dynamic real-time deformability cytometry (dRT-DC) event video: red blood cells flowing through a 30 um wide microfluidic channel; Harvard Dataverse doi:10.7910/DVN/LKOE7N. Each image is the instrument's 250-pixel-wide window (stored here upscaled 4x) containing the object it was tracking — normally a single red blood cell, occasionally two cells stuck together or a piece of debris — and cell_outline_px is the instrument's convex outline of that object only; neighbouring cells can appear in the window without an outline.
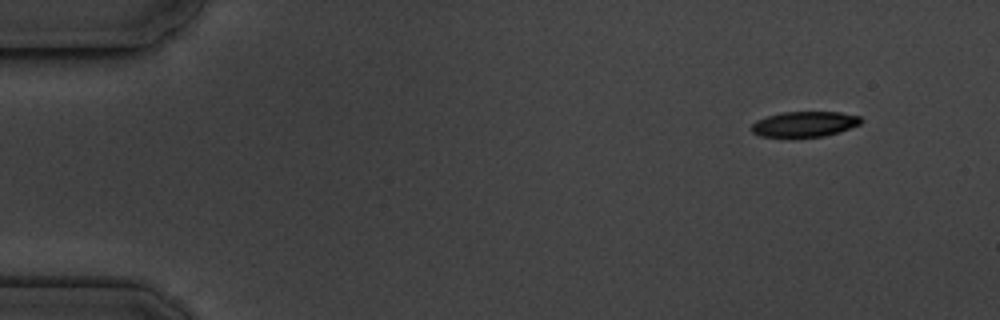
{"species": "common noctule bat (a hibernating species)", "species_latin": "Nyctalus noctula", "temperature_condition": "cold", "stored_images_in_passage": 5, "camera_frame_rate_fps": 3000, "um_per_image_px": 0.085, "animal": {"sex": "male", "body_mass_g": 19.5, "forearm_length_mm": 54.6}, "frame": {"image": 1, "passage_image": 1, "time_ms": 0.0, "image_size_px": [1000, 320], "cell_outline_px": [[864, 120], [860, 124], [840, 132], [824, 136], [792, 140], [788, 140], [760, 136], [752, 132], [748, 128], [756, 120], [768, 116], [784, 112], [840, 112], [860, 116]], "centroid_in_image_um": [68.33, 10.6], "position_along_channel_um": 16.7, "area_um2": 17.11}}
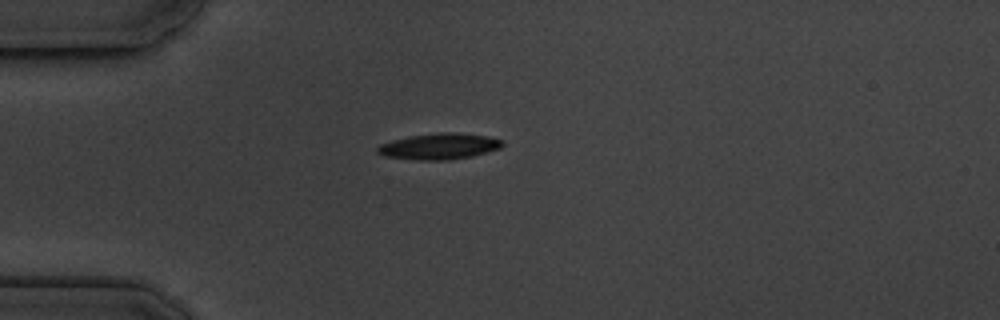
{"frame": {"image": 2, "passage_image": 4, "time_ms": 3.333, "image_size_px": [1000, 320], "cell_outline_px": [[504, 144], [500, 148], [488, 152], [472, 156], [448, 160], [420, 160], [384, 156], [376, 152], [376, 148], [380, 144], [392, 140], [412, 136], [440, 132], [452, 132], [488, 136], [500, 140]], "centroid_in_image_um": [37.33, 12.44], "position_along_channel_um": 47.7, "area_um2": 18.84}}